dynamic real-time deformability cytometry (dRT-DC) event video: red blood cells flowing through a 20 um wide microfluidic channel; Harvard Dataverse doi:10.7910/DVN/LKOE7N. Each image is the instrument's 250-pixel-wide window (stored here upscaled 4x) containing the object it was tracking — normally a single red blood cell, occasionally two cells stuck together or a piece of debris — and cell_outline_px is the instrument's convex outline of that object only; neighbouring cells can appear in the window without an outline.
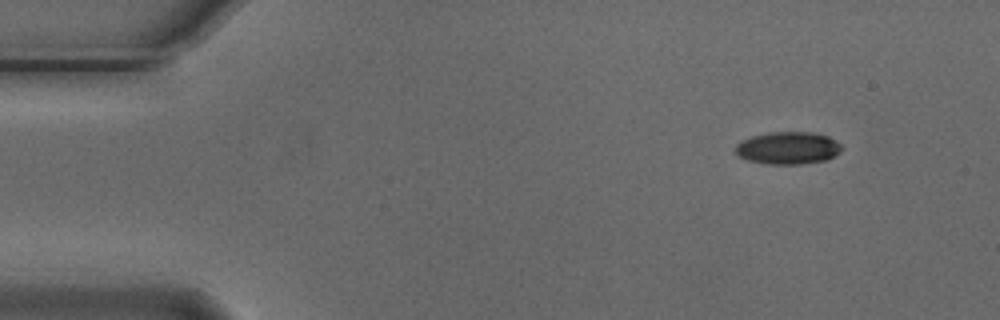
{"species": "Egyptian fruit bat (a non-hibernating species)", "species_latin": "Rousettus aegyptiacus", "temperature_condition": "cold", "stored_images_in_passage": 4, "camera_frame_rate_fps": 3000, "um_per_image_px": 0.085, "animal": {"sex": "male"}, "frame": {"image": 1, "passage_image": 1, "time_ms": 0.0, "image_size_px": [1000, 320], "cell_outline_px": [[840, 152], [836, 156], [828, 160], [800, 164], [768, 164], [748, 160], [740, 156], [736, 152], [736, 144], [740, 140], [752, 136], [768, 132], [812, 132], [828, 136], [840, 144]], "centroid_in_image_um": [66.98, 12.58], "position_along_channel_um": 18.0, "area_um2": 20.11}}
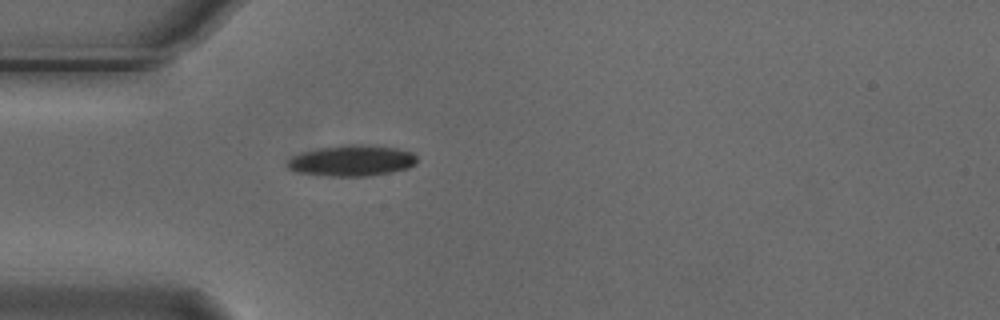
{"frame": {"image": 2, "passage_image": 4, "time_ms": 1.0, "image_size_px": [1000, 320], "cell_outline_px": [[416, 164], [408, 168], [392, 172], [364, 176], [328, 176], [296, 172], [288, 168], [288, 160], [292, 156], [300, 152], [320, 148], [348, 144], [360, 144], [396, 148], [412, 152], [416, 156]], "centroid_in_image_um": [29.9, 13.65], "position_along_channel_um": 55.1, "area_um2": 23.35}}